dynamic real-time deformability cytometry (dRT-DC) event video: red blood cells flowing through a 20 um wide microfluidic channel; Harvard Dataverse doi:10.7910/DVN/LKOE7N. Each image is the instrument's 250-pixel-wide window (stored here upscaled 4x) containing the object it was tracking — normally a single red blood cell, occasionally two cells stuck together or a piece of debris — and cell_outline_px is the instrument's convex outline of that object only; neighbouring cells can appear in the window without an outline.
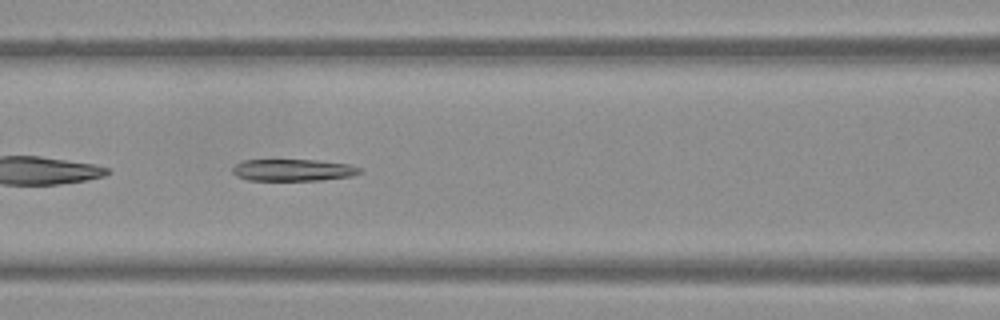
{"species": "Egyptian fruit bat (a non-hibernating species)", "species_latin": "Rousettus aegyptiacus", "temperature_condition": "warm", "stored_images_in_passage": 51, "camera_frame_rate_fps": 3000, "um_per_image_px": 0.085, "frame": {"image": 1, "passage_image": 22, "time_ms": 7.0, "image_size_px": [1000, 320], "cell_outline_px": [[360, 172], [352, 176], [320, 180], [248, 180], [236, 176], [232, 172], [232, 168], [236, 164], [244, 160], [316, 160], [348, 164], [360, 168]], "centroid_in_image_um": [24.88, 14.45], "position_along_channel_um": 141.7, "area_um2": 16.07}}